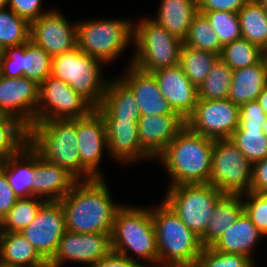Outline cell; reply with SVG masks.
<instances>
[{"label":"cell","mask_w":267,"mask_h":267,"mask_svg":"<svg viewBox=\"0 0 267 267\" xmlns=\"http://www.w3.org/2000/svg\"><path fill=\"white\" fill-rule=\"evenodd\" d=\"M103 178L77 181L60 200L67 231L112 233L116 213L123 205L113 202Z\"/></svg>","instance_id":"6da1fadb"},{"label":"cell","mask_w":267,"mask_h":267,"mask_svg":"<svg viewBox=\"0 0 267 267\" xmlns=\"http://www.w3.org/2000/svg\"><path fill=\"white\" fill-rule=\"evenodd\" d=\"M214 139L190 130L186 125L157 157L171 176L169 187L209 183Z\"/></svg>","instance_id":"7a4b0ae2"},{"label":"cell","mask_w":267,"mask_h":267,"mask_svg":"<svg viewBox=\"0 0 267 267\" xmlns=\"http://www.w3.org/2000/svg\"><path fill=\"white\" fill-rule=\"evenodd\" d=\"M29 144L46 161L65 168L78 181L96 178L81 163L76 118L35 122L29 128Z\"/></svg>","instance_id":"3957f363"},{"label":"cell","mask_w":267,"mask_h":267,"mask_svg":"<svg viewBox=\"0 0 267 267\" xmlns=\"http://www.w3.org/2000/svg\"><path fill=\"white\" fill-rule=\"evenodd\" d=\"M156 232L158 267H196L203 249L191 231L164 202L151 208Z\"/></svg>","instance_id":"277c9868"},{"label":"cell","mask_w":267,"mask_h":267,"mask_svg":"<svg viewBox=\"0 0 267 267\" xmlns=\"http://www.w3.org/2000/svg\"><path fill=\"white\" fill-rule=\"evenodd\" d=\"M111 245L114 253L140 263L133 256H129L131 251L139 259L152 263L147 264V267H157L158 251L151 209L123 205L115 216Z\"/></svg>","instance_id":"5b68a950"},{"label":"cell","mask_w":267,"mask_h":267,"mask_svg":"<svg viewBox=\"0 0 267 267\" xmlns=\"http://www.w3.org/2000/svg\"><path fill=\"white\" fill-rule=\"evenodd\" d=\"M135 52L130 64L145 72L179 65L183 41L169 33L152 18L134 22Z\"/></svg>","instance_id":"8992f818"},{"label":"cell","mask_w":267,"mask_h":267,"mask_svg":"<svg viewBox=\"0 0 267 267\" xmlns=\"http://www.w3.org/2000/svg\"><path fill=\"white\" fill-rule=\"evenodd\" d=\"M102 64L77 47L52 57L51 75L69 84L94 108H98L109 81L101 77Z\"/></svg>","instance_id":"52a82bcc"},{"label":"cell","mask_w":267,"mask_h":267,"mask_svg":"<svg viewBox=\"0 0 267 267\" xmlns=\"http://www.w3.org/2000/svg\"><path fill=\"white\" fill-rule=\"evenodd\" d=\"M134 24L123 19L87 20L77 23V46L89 56L107 64L130 46Z\"/></svg>","instance_id":"ba28073f"},{"label":"cell","mask_w":267,"mask_h":267,"mask_svg":"<svg viewBox=\"0 0 267 267\" xmlns=\"http://www.w3.org/2000/svg\"><path fill=\"white\" fill-rule=\"evenodd\" d=\"M166 193L163 201L199 237L206 232L216 203L225 195L209 183L180 184L168 187Z\"/></svg>","instance_id":"9c48e42d"},{"label":"cell","mask_w":267,"mask_h":267,"mask_svg":"<svg viewBox=\"0 0 267 267\" xmlns=\"http://www.w3.org/2000/svg\"><path fill=\"white\" fill-rule=\"evenodd\" d=\"M253 163L230 139H214L209 184L224 194L250 192Z\"/></svg>","instance_id":"30bf717a"},{"label":"cell","mask_w":267,"mask_h":267,"mask_svg":"<svg viewBox=\"0 0 267 267\" xmlns=\"http://www.w3.org/2000/svg\"><path fill=\"white\" fill-rule=\"evenodd\" d=\"M94 107L69 84L51 74L40 84L35 122L87 116Z\"/></svg>","instance_id":"8fae6325"},{"label":"cell","mask_w":267,"mask_h":267,"mask_svg":"<svg viewBox=\"0 0 267 267\" xmlns=\"http://www.w3.org/2000/svg\"><path fill=\"white\" fill-rule=\"evenodd\" d=\"M185 125L212 139H229L239 126V106L229 99L198 100Z\"/></svg>","instance_id":"7c38bea8"},{"label":"cell","mask_w":267,"mask_h":267,"mask_svg":"<svg viewBox=\"0 0 267 267\" xmlns=\"http://www.w3.org/2000/svg\"><path fill=\"white\" fill-rule=\"evenodd\" d=\"M52 57L33 41L5 48L0 57V75L25 76L40 85L51 74Z\"/></svg>","instance_id":"4fadbf2b"},{"label":"cell","mask_w":267,"mask_h":267,"mask_svg":"<svg viewBox=\"0 0 267 267\" xmlns=\"http://www.w3.org/2000/svg\"><path fill=\"white\" fill-rule=\"evenodd\" d=\"M66 231L65 215L60 201H47L35 219L20 233L32 244L40 256L49 262Z\"/></svg>","instance_id":"5bb4252c"},{"label":"cell","mask_w":267,"mask_h":267,"mask_svg":"<svg viewBox=\"0 0 267 267\" xmlns=\"http://www.w3.org/2000/svg\"><path fill=\"white\" fill-rule=\"evenodd\" d=\"M111 252V234L74 233L66 230L49 263L54 267H62L67 261H74L89 267Z\"/></svg>","instance_id":"9a60e30c"},{"label":"cell","mask_w":267,"mask_h":267,"mask_svg":"<svg viewBox=\"0 0 267 267\" xmlns=\"http://www.w3.org/2000/svg\"><path fill=\"white\" fill-rule=\"evenodd\" d=\"M30 40L51 57L77 48V23L70 24L56 9L31 23Z\"/></svg>","instance_id":"2e32d148"},{"label":"cell","mask_w":267,"mask_h":267,"mask_svg":"<svg viewBox=\"0 0 267 267\" xmlns=\"http://www.w3.org/2000/svg\"><path fill=\"white\" fill-rule=\"evenodd\" d=\"M39 89L40 85L25 76L0 75V114L13 116L30 128L35 123Z\"/></svg>","instance_id":"e0dca14e"},{"label":"cell","mask_w":267,"mask_h":267,"mask_svg":"<svg viewBox=\"0 0 267 267\" xmlns=\"http://www.w3.org/2000/svg\"><path fill=\"white\" fill-rule=\"evenodd\" d=\"M76 134L81 163L96 177L102 178L98 169L103 150L108 149L106 123L94 108L87 116L76 118Z\"/></svg>","instance_id":"ac0fdd59"},{"label":"cell","mask_w":267,"mask_h":267,"mask_svg":"<svg viewBox=\"0 0 267 267\" xmlns=\"http://www.w3.org/2000/svg\"><path fill=\"white\" fill-rule=\"evenodd\" d=\"M152 74L173 111L186 120L197 104V87L191 83L180 65L158 69Z\"/></svg>","instance_id":"d6986e66"},{"label":"cell","mask_w":267,"mask_h":267,"mask_svg":"<svg viewBox=\"0 0 267 267\" xmlns=\"http://www.w3.org/2000/svg\"><path fill=\"white\" fill-rule=\"evenodd\" d=\"M124 76L119 77L134 93L141 116L179 115L161 94L155 76L142 71L134 65H128Z\"/></svg>","instance_id":"ffe728a7"},{"label":"cell","mask_w":267,"mask_h":267,"mask_svg":"<svg viewBox=\"0 0 267 267\" xmlns=\"http://www.w3.org/2000/svg\"><path fill=\"white\" fill-rule=\"evenodd\" d=\"M185 126L180 115H147L138 120V139L140 146L154 159Z\"/></svg>","instance_id":"44dd1931"},{"label":"cell","mask_w":267,"mask_h":267,"mask_svg":"<svg viewBox=\"0 0 267 267\" xmlns=\"http://www.w3.org/2000/svg\"><path fill=\"white\" fill-rule=\"evenodd\" d=\"M34 174L33 197L47 201H60L78 181L65 168L46 161L36 150Z\"/></svg>","instance_id":"7402d4cb"},{"label":"cell","mask_w":267,"mask_h":267,"mask_svg":"<svg viewBox=\"0 0 267 267\" xmlns=\"http://www.w3.org/2000/svg\"><path fill=\"white\" fill-rule=\"evenodd\" d=\"M108 153L121 163H136L137 160L152 159L140 146L138 122L105 121ZM136 160V161H135Z\"/></svg>","instance_id":"603a6c76"},{"label":"cell","mask_w":267,"mask_h":267,"mask_svg":"<svg viewBox=\"0 0 267 267\" xmlns=\"http://www.w3.org/2000/svg\"><path fill=\"white\" fill-rule=\"evenodd\" d=\"M96 109L105 121L138 122L141 116L134 93L120 78L109 79L102 103Z\"/></svg>","instance_id":"cb8c5ba5"},{"label":"cell","mask_w":267,"mask_h":267,"mask_svg":"<svg viewBox=\"0 0 267 267\" xmlns=\"http://www.w3.org/2000/svg\"><path fill=\"white\" fill-rule=\"evenodd\" d=\"M264 235L243 211L238 219L210 247L224 253L241 254L252 259L251 250Z\"/></svg>","instance_id":"d4e9b609"},{"label":"cell","mask_w":267,"mask_h":267,"mask_svg":"<svg viewBox=\"0 0 267 267\" xmlns=\"http://www.w3.org/2000/svg\"><path fill=\"white\" fill-rule=\"evenodd\" d=\"M34 167L35 149L29 143L0 166L18 198L33 197Z\"/></svg>","instance_id":"484cf974"},{"label":"cell","mask_w":267,"mask_h":267,"mask_svg":"<svg viewBox=\"0 0 267 267\" xmlns=\"http://www.w3.org/2000/svg\"><path fill=\"white\" fill-rule=\"evenodd\" d=\"M160 4L152 20L183 41L198 13L197 0H162Z\"/></svg>","instance_id":"4316f807"},{"label":"cell","mask_w":267,"mask_h":267,"mask_svg":"<svg viewBox=\"0 0 267 267\" xmlns=\"http://www.w3.org/2000/svg\"><path fill=\"white\" fill-rule=\"evenodd\" d=\"M267 85V68L263 60L258 64L233 71L228 99L239 107L256 101Z\"/></svg>","instance_id":"83f0119b"},{"label":"cell","mask_w":267,"mask_h":267,"mask_svg":"<svg viewBox=\"0 0 267 267\" xmlns=\"http://www.w3.org/2000/svg\"><path fill=\"white\" fill-rule=\"evenodd\" d=\"M244 211L241 194H225L217 203L208 221L206 232L200 237L203 247H210Z\"/></svg>","instance_id":"f1b7e54d"},{"label":"cell","mask_w":267,"mask_h":267,"mask_svg":"<svg viewBox=\"0 0 267 267\" xmlns=\"http://www.w3.org/2000/svg\"><path fill=\"white\" fill-rule=\"evenodd\" d=\"M0 261L20 267H40L46 263L20 232H0Z\"/></svg>","instance_id":"f546056e"},{"label":"cell","mask_w":267,"mask_h":267,"mask_svg":"<svg viewBox=\"0 0 267 267\" xmlns=\"http://www.w3.org/2000/svg\"><path fill=\"white\" fill-rule=\"evenodd\" d=\"M241 38L263 49L267 45V11L256 1L249 0L238 12Z\"/></svg>","instance_id":"4dcf8cb0"},{"label":"cell","mask_w":267,"mask_h":267,"mask_svg":"<svg viewBox=\"0 0 267 267\" xmlns=\"http://www.w3.org/2000/svg\"><path fill=\"white\" fill-rule=\"evenodd\" d=\"M29 143V128L17 118L0 114V166Z\"/></svg>","instance_id":"1f68e13d"},{"label":"cell","mask_w":267,"mask_h":267,"mask_svg":"<svg viewBox=\"0 0 267 267\" xmlns=\"http://www.w3.org/2000/svg\"><path fill=\"white\" fill-rule=\"evenodd\" d=\"M218 59L219 55L213 52L203 51L183 44L179 65L191 83L198 88Z\"/></svg>","instance_id":"d6a6232c"},{"label":"cell","mask_w":267,"mask_h":267,"mask_svg":"<svg viewBox=\"0 0 267 267\" xmlns=\"http://www.w3.org/2000/svg\"><path fill=\"white\" fill-rule=\"evenodd\" d=\"M232 76L233 70L219 58L206 79L197 88L198 100L228 99Z\"/></svg>","instance_id":"836d02e7"},{"label":"cell","mask_w":267,"mask_h":267,"mask_svg":"<svg viewBox=\"0 0 267 267\" xmlns=\"http://www.w3.org/2000/svg\"><path fill=\"white\" fill-rule=\"evenodd\" d=\"M47 200L40 197L18 198L0 222V232H21L37 216Z\"/></svg>","instance_id":"e575fe53"},{"label":"cell","mask_w":267,"mask_h":267,"mask_svg":"<svg viewBox=\"0 0 267 267\" xmlns=\"http://www.w3.org/2000/svg\"><path fill=\"white\" fill-rule=\"evenodd\" d=\"M229 139L253 164L267 157V137L262 128L238 126Z\"/></svg>","instance_id":"d590c367"},{"label":"cell","mask_w":267,"mask_h":267,"mask_svg":"<svg viewBox=\"0 0 267 267\" xmlns=\"http://www.w3.org/2000/svg\"><path fill=\"white\" fill-rule=\"evenodd\" d=\"M31 24L7 7L0 8V47L2 50L30 40Z\"/></svg>","instance_id":"8d00e7d4"},{"label":"cell","mask_w":267,"mask_h":267,"mask_svg":"<svg viewBox=\"0 0 267 267\" xmlns=\"http://www.w3.org/2000/svg\"><path fill=\"white\" fill-rule=\"evenodd\" d=\"M219 58L234 71L258 64L262 60V49L240 38L224 45Z\"/></svg>","instance_id":"74e56055"},{"label":"cell","mask_w":267,"mask_h":267,"mask_svg":"<svg viewBox=\"0 0 267 267\" xmlns=\"http://www.w3.org/2000/svg\"><path fill=\"white\" fill-rule=\"evenodd\" d=\"M183 44L203 51L213 52L219 56L223 48L209 20L199 12L194 16Z\"/></svg>","instance_id":"f35d334b"},{"label":"cell","mask_w":267,"mask_h":267,"mask_svg":"<svg viewBox=\"0 0 267 267\" xmlns=\"http://www.w3.org/2000/svg\"><path fill=\"white\" fill-rule=\"evenodd\" d=\"M206 16L222 46L241 38L238 13L227 11H198Z\"/></svg>","instance_id":"ab89813d"},{"label":"cell","mask_w":267,"mask_h":267,"mask_svg":"<svg viewBox=\"0 0 267 267\" xmlns=\"http://www.w3.org/2000/svg\"><path fill=\"white\" fill-rule=\"evenodd\" d=\"M254 260L241 254L224 253L203 247L196 267H255Z\"/></svg>","instance_id":"60d3db41"},{"label":"cell","mask_w":267,"mask_h":267,"mask_svg":"<svg viewBox=\"0 0 267 267\" xmlns=\"http://www.w3.org/2000/svg\"><path fill=\"white\" fill-rule=\"evenodd\" d=\"M241 195L244 212L249 216L256 228L267 237V193L250 191Z\"/></svg>","instance_id":"b9f144b4"},{"label":"cell","mask_w":267,"mask_h":267,"mask_svg":"<svg viewBox=\"0 0 267 267\" xmlns=\"http://www.w3.org/2000/svg\"><path fill=\"white\" fill-rule=\"evenodd\" d=\"M42 0H8V8L30 24L49 11H42Z\"/></svg>","instance_id":"7bdbcfd3"},{"label":"cell","mask_w":267,"mask_h":267,"mask_svg":"<svg viewBox=\"0 0 267 267\" xmlns=\"http://www.w3.org/2000/svg\"><path fill=\"white\" fill-rule=\"evenodd\" d=\"M265 119L267 115L257 101L247 102L239 107V126L262 128L260 124Z\"/></svg>","instance_id":"ee69618b"},{"label":"cell","mask_w":267,"mask_h":267,"mask_svg":"<svg viewBox=\"0 0 267 267\" xmlns=\"http://www.w3.org/2000/svg\"><path fill=\"white\" fill-rule=\"evenodd\" d=\"M249 0H197L198 11H227L238 13Z\"/></svg>","instance_id":"f6af8a7d"},{"label":"cell","mask_w":267,"mask_h":267,"mask_svg":"<svg viewBox=\"0 0 267 267\" xmlns=\"http://www.w3.org/2000/svg\"><path fill=\"white\" fill-rule=\"evenodd\" d=\"M17 199L5 173L0 169V222L15 205Z\"/></svg>","instance_id":"bcb514c9"},{"label":"cell","mask_w":267,"mask_h":267,"mask_svg":"<svg viewBox=\"0 0 267 267\" xmlns=\"http://www.w3.org/2000/svg\"><path fill=\"white\" fill-rule=\"evenodd\" d=\"M250 191L267 193V157L253 164V180Z\"/></svg>","instance_id":"7dc6e473"},{"label":"cell","mask_w":267,"mask_h":267,"mask_svg":"<svg viewBox=\"0 0 267 267\" xmlns=\"http://www.w3.org/2000/svg\"><path fill=\"white\" fill-rule=\"evenodd\" d=\"M89 267H147V265L138 263L128 257L111 252L108 256Z\"/></svg>","instance_id":"c3c4849f"},{"label":"cell","mask_w":267,"mask_h":267,"mask_svg":"<svg viewBox=\"0 0 267 267\" xmlns=\"http://www.w3.org/2000/svg\"><path fill=\"white\" fill-rule=\"evenodd\" d=\"M258 104L264 110V113L267 115V85L263 88L262 92L258 95L256 99Z\"/></svg>","instance_id":"681fc988"},{"label":"cell","mask_w":267,"mask_h":267,"mask_svg":"<svg viewBox=\"0 0 267 267\" xmlns=\"http://www.w3.org/2000/svg\"><path fill=\"white\" fill-rule=\"evenodd\" d=\"M262 60L267 68V45L262 49Z\"/></svg>","instance_id":"f907efd6"},{"label":"cell","mask_w":267,"mask_h":267,"mask_svg":"<svg viewBox=\"0 0 267 267\" xmlns=\"http://www.w3.org/2000/svg\"><path fill=\"white\" fill-rule=\"evenodd\" d=\"M260 126L262 127L264 135L267 137V119L263 120Z\"/></svg>","instance_id":"816d5d0a"},{"label":"cell","mask_w":267,"mask_h":267,"mask_svg":"<svg viewBox=\"0 0 267 267\" xmlns=\"http://www.w3.org/2000/svg\"><path fill=\"white\" fill-rule=\"evenodd\" d=\"M267 11V0H256Z\"/></svg>","instance_id":"f5cc1de1"},{"label":"cell","mask_w":267,"mask_h":267,"mask_svg":"<svg viewBox=\"0 0 267 267\" xmlns=\"http://www.w3.org/2000/svg\"><path fill=\"white\" fill-rule=\"evenodd\" d=\"M0 267H20V266L7 264V263H4V262L0 261Z\"/></svg>","instance_id":"db71d44e"},{"label":"cell","mask_w":267,"mask_h":267,"mask_svg":"<svg viewBox=\"0 0 267 267\" xmlns=\"http://www.w3.org/2000/svg\"><path fill=\"white\" fill-rule=\"evenodd\" d=\"M8 7V0H0V8Z\"/></svg>","instance_id":"11a10c76"},{"label":"cell","mask_w":267,"mask_h":267,"mask_svg":"<svg viewBox=\"0 0 267 267\" xmlns=\"http://www.w3.org/2000/svg\"><path fill=\"white\" fill-rule=\"evenodd\" d=\"M40 267H54V266L51 265L49 262H46L44 265H42Z\"/></svg>","instance_id":"9f6ffc18"},{"label":"cell","mask_w":267,"mask_h":267,"mask_svg":"<svg viewBox=\"0 0 267 267\" xmlns=\"http://www.w3.org/2000/svg\"><path fill=\"white\" fill-rule=\"evenodd\" d=\"M2 54H3V50H2V48L0 47V57L2 56Z\"/></svg>","instance_id":"6f0895ef"}]
</instances>
